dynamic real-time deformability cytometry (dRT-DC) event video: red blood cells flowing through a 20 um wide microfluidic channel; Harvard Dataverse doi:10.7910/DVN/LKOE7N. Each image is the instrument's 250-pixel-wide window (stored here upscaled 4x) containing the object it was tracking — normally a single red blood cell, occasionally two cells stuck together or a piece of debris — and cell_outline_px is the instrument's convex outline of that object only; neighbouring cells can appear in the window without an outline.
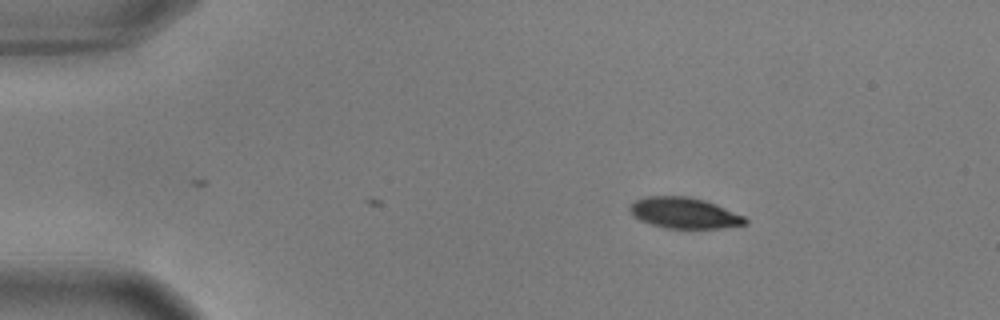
{"species": "common noctule bat (a hibernating species)", "species_latin": "Nyctalus noctula", "temperature_condition": "warm", "stored_images_in_passage": 3, "camera_frame_rate_fps": 3000, "um_per_image_px": 0.085, "animal": {"sex": "male", "body_mass_g": 17.9, "forearm_length_mm": 54.2}, "frame": {"image": 1, "passage_image": 3, "time_ms": 0.667, "image_size_px": [1000, 320], "cell_outline_px": [[748, 224], [720, 228], [664, 228], [640, 220], [632, 216], [628, 208], [636, 200], [644, 196], [688, 196], [704, 200], [716, 204], [744, 216], [748, 220]], "centroid_in_image_um": [58.16, 18.1], "position_along_channel_um": 26.8, "area_um2": 20.81}}